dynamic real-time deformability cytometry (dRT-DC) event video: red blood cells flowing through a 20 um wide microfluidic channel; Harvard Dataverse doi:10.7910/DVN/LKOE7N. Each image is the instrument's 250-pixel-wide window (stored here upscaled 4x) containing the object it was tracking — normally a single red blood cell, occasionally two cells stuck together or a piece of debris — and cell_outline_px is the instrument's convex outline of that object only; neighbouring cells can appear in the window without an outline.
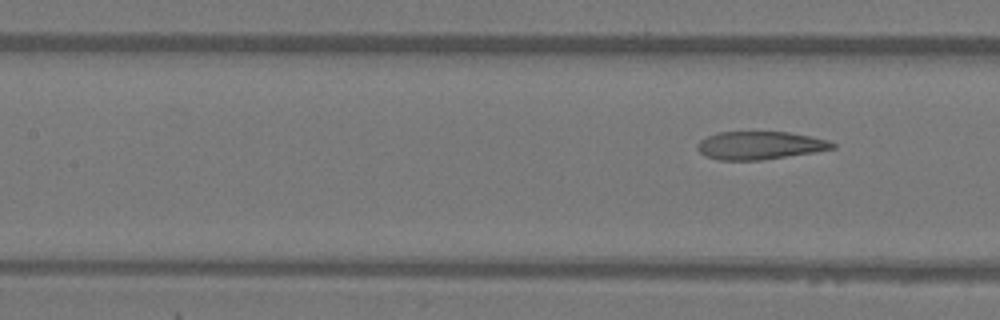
{"species": "Egyptian fruit bat (a non-hibernating species)", "species_latin": "Rousettus aegyptiacus", "temperature_condition": "warm", "stored_images_in_passage": 4, "segment_of_instrument_passage": [2, 2], "camera_frame_rate_fps": 3000, "um_per_image_px": 0.085, "animal": {"sex": "female"}, "frame": {"image": 1, "passage_image": 4, "time_ms": 1.0, "image_size_px": [1000, 320], "cell_outline_px": [[836, 148], [812, 152], [760, 160], [720, 160], [704, 156], [696, 148], [696, 144], [700, 140], [716, 132], [788, 132], [812, 136], [828, 140], [836, 144]], "centroid_in_image_um": [64.56, 12.35], "position_along_channel_um": 142.8, "area_um2": 22.02}}